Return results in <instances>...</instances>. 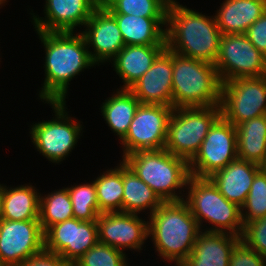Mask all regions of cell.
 Instances as JSON below:
<instances>
[{"instance_id":"obj_3","label":"cell","mask_w":266,"mask_h":266,"mask_svg":"<svg viewBox=\"0 0 266 266\" xmlns=\"http://www.w3.org/2000/svg\"><path fill=\"white\" fill-rule=\"evenodd\" d=\"M148 218V237L158 256L180 266L201 232L188 204L184 200L163 202Z\"/></svg>"},{"instance_id":"obj_30","label":"cell","mask_w":266,"mask_h":266,"mask_svg":"<svg viewBox=\"0 0 266 266\" xmlns=\"http://www.w3.org/2000/svg\"><path fill=\"white\" fill-rule=\"evenodd\" d=\"M111 14H127L144 18H167V0H103Z\"/></svg>"},{"instance_id":"obj_25","label":"cell","mask_w":266,"mask_h":266,"mask_svg":"<svg viewBox=\"0 0 266 266\" xmlns=\"http://www.w3.org/2000/svg\"><path fill=\"white\" fill-rule=\"evenodd\" d=\"M237 158L261 165L266 158V115L235 126Z\"/></svg>"},{"instance_id":"obj_34","label":"cell","mask_w":266,"mask_h":266,"mask_svg":"<svg viewBox=\"0 0 266 266\" xmlns=\"http://www.w3.org/2000/svg\"><path fill=\"white\" fill-rule=\"evenodd\" d=\"M240 238L247 247L266 258V216L246 223Z\"/></svg>"},{"instance_id":"obj_37","label":"cell","mask_w":266,"mask_h":266,"mask_svg":"<svg viewBox=\"0 0 266 266\" xmlns=\"http://www.w3.org/2000/svg\"><path fill=\"white\" fill-rule=\"evenodd\" d=\"M20 266H74L72 262L66 261L60 255L46 251L31 256Z\"/></svg>"},{"instance_id":"obj_29","label":"cell","mask_w":266,"mask_h":266,"mask_svg":"<svg viewBox=\"0 0 266 266\" xmlns=\"http://www.w3.org/2000/svg\"><path fill=\"white\" fill-rule=\"evenodd\" d=\"M74 218L71 199L67 187L40 194L39 222L44 233L52 226Z\"/></svg>"},{"instance_id":"obj_7","label":"cell","mask_w":266,"mask_h":266,"mask_svg":"<svg viewBox=\"0 0 266 266\" xmlns=\"http://www.w3.org/2000/svg\"><path fill=\"white\" fill-rule=\"evenodd\" d=\"M220 116V106L174 108L168 121L164 149L189 162Z\"/></svg>"},{"instance_id":"obj_8","label":"cell","mask_w":266,"mask_h":266,"mask_svg":"<svg viewBox=\"0 0 266 266\" xmlns=\"http://www.w3.org/2000/svg\"><path fill=\"white\" fill-rule=\"evenodd\" d=\"M45 103L51 106L55 118L33 123L29 132L30 138L37 151L48 161L61 163L77 145L83 128L81 122L69 116L66 101Z\"/></svg>"},{"instance_id":"obj_27","label":"cell","mask_w":266,"mask_h":266,"mask_svg":"<svg viewBox=\"0 0 266 266\" xmlns=\"http://www.w3.org/2000/svg\"><path fill=\"white\" fill-rule=\"evenodd\" d=\"M164 201L123 161L122 212L151 215Z\"/></svg>"},{"instance_id":"obj_26","label":"cell","mask_w":266,"mask_h":266,"mask_svg":"<svg viewBox=\"0 0 266 266\" xmlns=\"http://www.w3.org/2000/svg\"><path fill=\"white\" fill-rule=\"evenodd\" d=\"M40 192L32 185L3 186V219L39 220Z\"/></svg>"},{"instance_id":"obj_13","label":"cell","mask_w":266,"mask_h":266,"mask_svg":"<svg viewBox=\"0 0 266 266\" xmlns=\"http://www.w3.org/2000/svg\"><path fill=\"white\" fill-rule=\"evenodd\" d=\"M44 249V231L39 220L0 221V262L4 266H20Z\"/></svg>"},{"instance_id":"obj_21","label":"cell","mask_w":266,"mask_h":266,"mask_svg":"<svg viewBox=\"0 0 266 266\" xmlns=\"http://www.w3.org/2000/svg\"><path fill=\"white\" fill-rule=\"evenodd\" d=\"M166 45H127L112 60L116 74L124 83L120 89H129L153 65Z\"/></svg>"},{"instance_id":"obj_11","label":"cell","mask_w":266,"mask_h":266,"mask_svg":"<svg viewBox=\"0 0 266 266\" xmlns=\"http://www.w3.org/2000/svg\"><path fill=\"white\" fill-rule=\"evenodd\" d=\"M173 107L140 104L126 135L120 140L122 159L136 151L162 150L166 144L168 121Z\"/></svg>"},{"instance_id":"obj_32","label":"cell","mask_w":266,"mask_h":266,"mask_svg":"<svg viewBox=\"0 0 266 266\" xmlns=\"http://www.w3.org/2000/svg\"><path fill=\"white\" fill-rule=\"evenodd\" d=\"M241 215L244 225L266 216V175L262 170L253 179L246 201L241 206Z\"/></svg>"},{"instance_id":"obj_4","label":"cell","mask_w":266,"mask_h":266,"mask_svg":"<svg viewBox=\"0 0 266 266\" xmlns=\"http://www.w3.org/2000/svg\"><path fill=\"white\" fill-rule=\"evenodd\" d=\"M172 107L220 106L222 83L214 64L172 52Z\"/></svg>"},{"instance_id":"obj_40","label":"cell","mask_w":266,"mask_h":266,"mask_svg":"<svg viewBox=\"0 0 266 266\" xmlns=\"http://www.w3.org/2000/svg\"><path fill=\"white\" fill-rule=\"evenodd\" d=\"M8 2L7 0H0V8L5 5V3Z\"/></svg>"},{"instance_id":"obj_6","label":"cell","mask_w":266,"mask_h":266,"mask_svg":"<svg viewBox=\"0 0 266 266\" xmlns=\"http://www.w3.org/2000/svg\"><path fill=\"white\" fill-rule=\"evenodd\" d=\"M186 198L191 214L199 224L201 231L226 232L241 237L243 221L241 207L228 201L209 177L190 175L187 181ZM205 220V221H204ZM203 222L210 223L206 229ZM204 227L205 229H202Z\"/></svg>"},{"instance_id":"obj_38","label":"cell","mask_w":266,"mask_h":266,"mask_svg":"<svg viewBox=\"0 0 266 266\" xmlns=\"http://www.w3.org/2000/svg\"><path fill=\"white\" fill-rule=\"evenodd\" d=\"M3 219V185L0 184V221Z\"/></svg>"},{"instance_id":"obj_18","label":"cell","mask_w":266,"mask_h":266,"mask_svg":"<svg viewBox=\"0 0 266 266\" xmlns=\"http://www.w3.org/2000/svg\"><path fill=\"white\" fill-rule=\"evenodd\" d=\"M172 51L167 48L129 90L142 104L172 107Z\"/></svg>"},{"instance_id":"obj_19","label":"cell","mask_w":266,"mask_h":266,"mask_svg":"<svg viewBox=\"0 0 266 266\" xmlns=\"http://www.w3.org/2000/svg\"><path fill=\"white\" fill-rule=\"evenodd\" d=\"M239 236L226 232L201 231L190 256L180 266H229Z\"/></svg>"},{"instance_id":"obj_28","label":"cell","mask_w":266,"mask_h":266,"mask_svg":"<svg viewBox=\"0 0 266 266\" xmlns=\"http://www.w3.org/2000/svg\"><path fill=\"white\" fill-rule=\"evenodd\" d=\"M100 213L122 212L123 160L94 180Z\"/></svg>"},{"instance_id":"obj_9","label":"cell","mask_w":266,"mask_h":266,"mask_svg":"<svg viewBox=\"0 0 266 266\" xmlns=\"http://www.w3.org/2000/svg\"><path fill=\"white\" fill-rule=\"evenodd\" d=\"M214 65L221 83L266 75V56L256 49L245 34L222 35Z\"/></svg>"},{"instance_id":"obj_24","label":"cell","mask_w":266,"mask_h":266,"mask_svg":"<svg viewBox=\"0 0 266 266\" xmlns=\"http://www.w3.org/2000/svg\"><path fill=\"white\" fill-rule=\"evenodd\" d=\"M101 105L103 118L121 140L127 133L135 112L141 104L129 89H118Z\"/></svg>"},{"instance_id":"obj_16","label":"cell","mask_w":266,"mask_h":266,"mask_svg":"<svg viewBox=\"0 0 266 266\" xmlns=\"http://www.w3.org/2000/svg\"><path fill=\"white\" fill-rule=\"evenodd\" d=\"M84 27L81 34L91 59L98 66L99 63L111 62L125 46L116 19L102 4L92 12ZM90 46L93 52L90 51Z\"/></svg>"},{"instance_id":"obj_23","label":"cell","mask_w":266,"mask_h":266,"mask_svg":"<svg viewBox=\"0 0 266 266\" xmlns=\"http://www.w3.org/2000/svg\"><path fill=\"white\" fill-rule=\"evenodd\" d=\"M112 15L118 23L125 46L166 45L167 18H144L127 14Z\"/></svg>"},{"instance_id":"obj_36","label":"cell","mask_w":266,"mask_h":266,"mask_svg":"<svg viewBox=\"0 0 266 266\" xmlns=\"http://www.w3.org/2000/svg\"><path fill=\"white\" fill-rule=\"evenodd\" d=\"M245 35L256 49L266 56V11L247 29Z\"/></svg>"},{"instance_id":"obj_41","label":"cell","mask_w":266,"mask_h":266,"mask_svg":"<svg viewBox=\"0 0 266 266\" xmlns=\"http://www.w3.org/2000/svg\"><path fill=\"white\" fill-rule=\"evenodd\" d=\"M169 3L176 2V0H167Z\"/></svg>"},{"instance_id":"obj_5","label":"cell","mask_w":266,"mask_h":266,"mask_svg":"<svg viewBox=\"0 0 266 266\" xmlns=\"http://www.w3.org/2000/svg\"><path fill=\"white\" fill-rule=\"evenodd\" d=\"M122 160L164 202L184 200L182 189H186L190 176L186 159L162 149L136 151Z\"/></svg>"},{"instance_id":"obj_20","label":"cell","mask_w":266,"mask_h":266,"mask_svg":"<svg viewBox=\"0 0 266 266\" xmlns=\"http://www.w3.org/2000/svg\"><path fill=\"white\" fill-rule=\"evenodd\" d=\"M260 170V165L237 158L209 178L228 201L241 207L246 201L255 175Z\"/></svg>"},{"instance_id":"obj_33","label":"cell","mask_w":266,"mask_h":266,"mask_svg":"<svg viewBox=\"0 0 266 266\" xmlns=\"http://www.w3.org/2000/svg\"><path fill=\"white\" fill-rule=\"evenodd\" d=\"M126 259L125 252L98 242L80 257L74 266H126Z\"/></svg>"},{"instance_id":"obj_39","label":"cell","mask_w":266,"mask_h":266,"mask_svg":"<svg viewBox=\"0 0 266 266\" xmlns=\"http://www.w3.org/2000/svg\"><path fill=\"white\" fill-rule=\"evenodd\" d=\"M261 170L264 172V174L266 175V158L263 161V163L260 165Z\"/></svg>"},{"instance_id":"obj_17","label":"cell","mask_w":266,"mask_h":266,"mask_svg":"<svg viewBox=\"0 0 266 266\" xmlns=\"http://www.w3.org/2000/svg\"><path fill=\"white\" fill-rule=\"evenodd\" d=\"M44 17L32 15L34 31L74 32L85 26L100 0H45ZM81 25V26H80Z\"/></svg>"},{"instance_id":"obj_31","label":"cell","mask_w":266,"mask_h":266,"mask_svg":"<svg viewBox=\"0 0 266 266\" xmlns=\"http://www.w3.org/2000/svg\"><path fill=\"white\" fill-rule=\"evenodd\" d=\"M74 218L81 221H96L99 214V205L96 197L95 183H84L67 187Z\"/></svg>"},{"instance_id":"obj_2","label":"cell","mask_w":266,"mask_h":266,"mask_svg":"<svg viewBox=\"0 0 266 266\" xmlns=\"http://www.w3.org/2000/svg\"><path fill=\"white\" fill-rule=\"evenodd\" d=\"M222 33L215 17L169 3L166 19V48L178 55L214 64Z\"/></svg>"},{"instance_id":"obj_35","label":"cell","mask_w":266,"mask_h":266,"mask_svg":"<svg viewBox=\"0 0 266 266\" xmlns=\"http://www.w3.org/2000/svg\"><path fill=\"white\" fill-rule=\"evenodd\" d=\"M229 266H266V258L240 241L232 250Z\"/></svg>"},{"instance_id":"obj_15","label":"cell","mask_w":266,"mask_h":266,"mask_svg":"<svg viewBox=\"0 0 266 266\" xmlns=\"http://www.w3.org/2000/svg\"><path fill=\"white\" fill-rule=\"evenodd\" d=\"M99 243L125 251H141L148 237V220L135 213H101L97 217Z\"/></svg>"},{"instance_id":"obj_10","label":"cell","mask_w":266,"mask_h":266,"mask_svg":"<svg viewBox=\"0 0 266 266\" xmlns=\"http://www.w3.org/2000/svg\"><path fill=\"white\" fill-rule=\"evenodd\" d=\"M221 115L234 126L266 115V75L222 83Z\"/></svg>"},{"instance_id":"obj_14","label":"cell","mask_w":266,"mask_h":266,"mask_svg":"<svg viewBox=\"0 0 266 266\" xmlns=\"http://www.w3.org/2000/svg\"><path fill=\"white\" fill-rule=\"evenodd\" d=\"M45 250L60 255L73 264L98 241L96 221L76 218L52 225L45 233Z\"/></svg>"},{"instance_id":"obj_12","label":"cell","mask_w":266,"mask_h":266,"mask_svg":"<svg viewBox=\"0 0 266 266\" xmlns=\"http://www.w3.org/2000/svg\"><path fill=\"white\" fill-rule=\"evenodd\" d=\"M237 159V130L222 115L213 123L199 151L188 162L190 175L210 177Z\"/></svg>"},{"instance_id":"obj_22","label":"cell","mask_w":266,"mask_h":266,"mask_svg":"<svg viewBox=\"0 0 266 266\" xmlns=\"http://www.w3.org/2000/svg\"><path fill=\"white\" fill-rule=\"evenodd\" d=\"M266 11V0H225L214 17L222 35L245 34Z\"/></svg>"},{"instance_id":"obj_1","label":"cell","mask_w":266,"mask_h":266,"mask_svg":"<svg viewBox=\"0 0 266 266\" xmlns=\"http://www.w3.org/2000/svg\"><path fill=\"white\" fill-rule=\"evenodd\" d=\"M45 49V79L39 97L41 101L65 102L69 82L95 63L91 59L86 41L74 32L36 31Z\"/></svg>"}]
</instances>
